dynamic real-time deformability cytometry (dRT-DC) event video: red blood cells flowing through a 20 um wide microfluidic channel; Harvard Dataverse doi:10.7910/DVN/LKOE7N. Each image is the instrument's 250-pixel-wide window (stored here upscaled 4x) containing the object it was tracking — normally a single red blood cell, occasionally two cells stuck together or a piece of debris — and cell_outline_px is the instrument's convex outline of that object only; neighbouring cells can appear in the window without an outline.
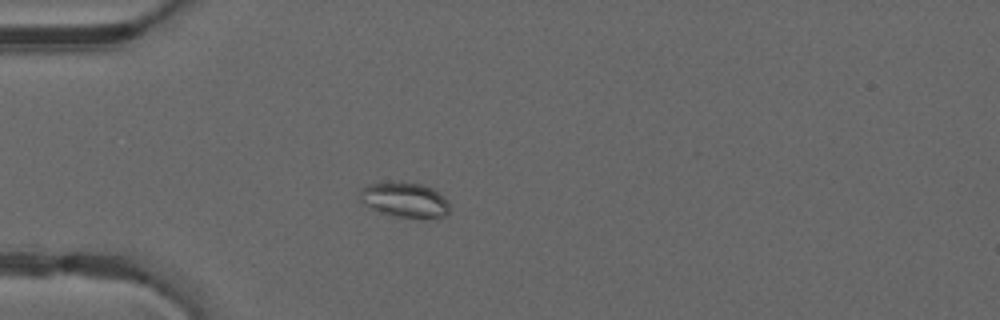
{"species": "common noctule bat (a hibernating species)", "species_latin": "Nyctalus noctula", "temperature_condition": "warm", "stored_images_in_passage": 38, "camera_frame_rate_fps": 3000, "um_per_image_px": 0.085, "animal": {"sex": "male", "forearm_length_mm": 52.5}, "frame": {"image": 1, "passage_image": 2, "time_ms": 0.333, "image_size_px": [1000, 320], "cell_outline_px": [[448, 212], [444, 216], [400, 216], [380, 212], [364, 204], [360, 200], [360, 192], [368, 184], [400, 180], [420, 184], [432, 188], [448, 200]], "centroid_in_image_um": [34.37, 16.93], "position_along_channel_um": 50.6, "area_um2": 17.86}}
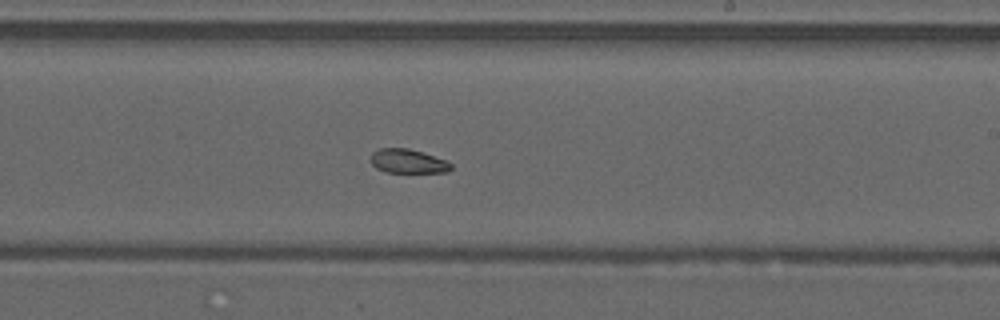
{"frame": {"image": 2, "passage_image": 18, "time_ms": 5.667, "image_size_px": [1000, 320], "cell_outline_px": [[452, 168], [448, 172], [388, 172], [376, 168], [372, 164], [372, 152], [380, 148], [408, 148], [448, 160], [452, 164]], "centroid_in_image_um": [34.71, 13.7], "position_along_channel_um": 254.3, "area_um2": 11.21}}
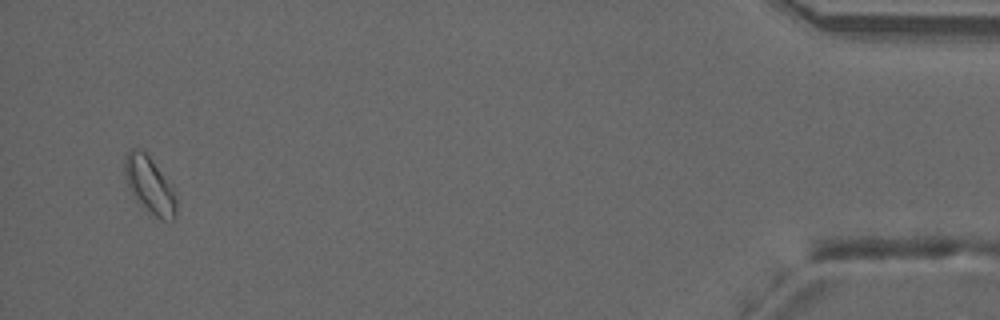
{"frame": {"image": 3, "passage_image": 36, "time_ms": 11.667, "image_size_px": [1000, 320], "cell_outline_px": [[176, 212], [172, 220], [160, 220], [140, 208], [128, 188], [124, 172], [124, 160], [128, 152], [132, 148], [140, 148], [148, 156], [172, 188], [176, 196]], "centroid_in_image_um": [12.67, 15.8], "position_along_channel_um": 422.5, "area_um2": 17.05}}